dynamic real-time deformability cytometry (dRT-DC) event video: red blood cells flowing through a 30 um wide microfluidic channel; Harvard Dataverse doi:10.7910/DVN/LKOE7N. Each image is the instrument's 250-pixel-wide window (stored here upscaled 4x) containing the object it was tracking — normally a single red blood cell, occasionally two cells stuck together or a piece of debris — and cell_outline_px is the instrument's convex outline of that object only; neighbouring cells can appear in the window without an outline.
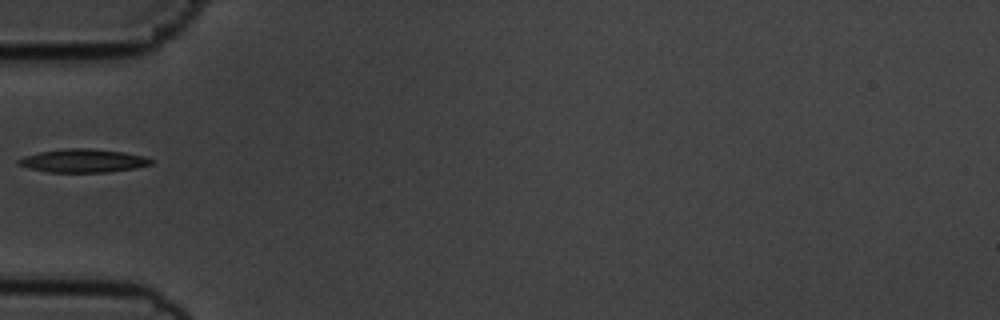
{"species": "common noctule bat (a hibernating species)", "species_latin": "Nyctalus noctula", "temperature_condition": "cold", "stored_images_in_passage": 10, "camera_frame_rate_fps": 3000, "um_per_image_px": 0.085, "animal": {"sex": "male", "body_mass_g": 19.5, "forearm_length_mm": 54.6}, "frame": {"image": 1, "passage_image": 1, "time_ms": 0.0, "image_size_px": [1000, 320], "cell_outline_px": [[152, 164], [136, 168], [108, 172], [48, 172], [28, 168], [16, 164], [16, 160], [24, 156], [40, 152], [64, 148], [88, 148], [124, 152], [144, 156], [152, 160]], "centroid_in_image_um": [7.03, 13.66], "position_along_channel_um": 78.0, "area_um2": 18.09}}
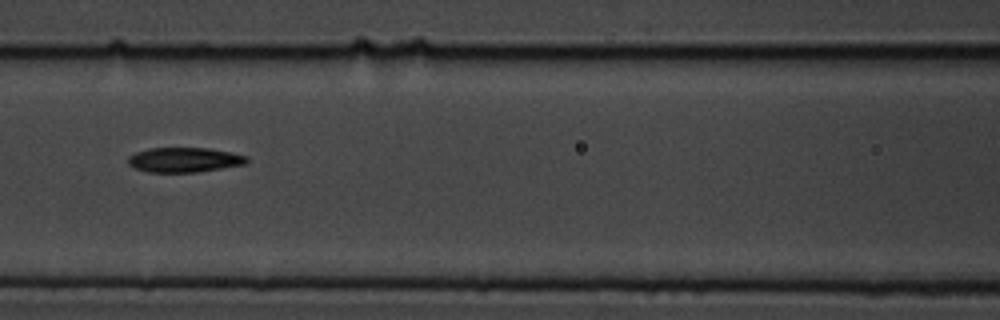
{"frame": {"image": 2, "passage_image": 7, "time_ms": 2.0, "image_size_px": [1000, 320], "cell_outline_px": [[248, 160], [244, 164], [196, 172], [148, 172], [136, 168], [128, 164], [128, 156], [136, 152], [148, 148], [208, 148], [232, 152], [244, 156]], "centroid_in_image_um": [15.62, 13.58], "position_along_channel_um": 151.0, "area_um2": 16.94}}